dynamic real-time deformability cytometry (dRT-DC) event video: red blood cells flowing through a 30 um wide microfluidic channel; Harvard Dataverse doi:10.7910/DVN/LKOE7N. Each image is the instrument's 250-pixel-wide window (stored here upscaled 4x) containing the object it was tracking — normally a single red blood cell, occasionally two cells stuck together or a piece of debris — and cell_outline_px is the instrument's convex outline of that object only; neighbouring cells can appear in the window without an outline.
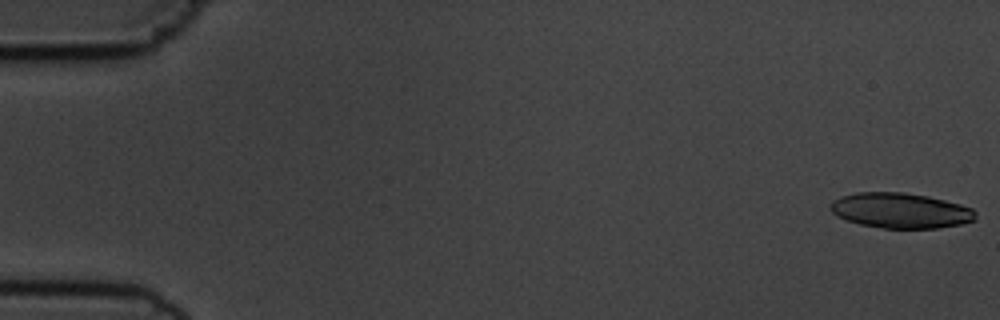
{"species": "common noctule bat (a hibernating species)", "species_latin": "Nyctalus noctula", "temperature_condition": "cold", "stored_images_in_passage": 6, "camera_frame_rate_fps": 3000, "um_per_image_px": 0.085, "animal": {"sex": "male", "body_mass_g": 19.5, "forearm_length_mm": 54.6}, "frame": {"image": 1, "passage_image": 1, "time_ms": 0.0, "image_size_px": [1000, 320], "cell_outline_px": [[976, 220], [960, 224], [936, 228], [884, 228], [860, 224], [836, 216], [828, 208], [828, 204], [832, 200], [856, 192], [904, 192], [928, 196], [960, 204], [972, 208], [976, 212]], "centroid_in_image_um": [76.53, 17.89], "position_along_channel_um": 8.5, "area_um2": 29.88}}